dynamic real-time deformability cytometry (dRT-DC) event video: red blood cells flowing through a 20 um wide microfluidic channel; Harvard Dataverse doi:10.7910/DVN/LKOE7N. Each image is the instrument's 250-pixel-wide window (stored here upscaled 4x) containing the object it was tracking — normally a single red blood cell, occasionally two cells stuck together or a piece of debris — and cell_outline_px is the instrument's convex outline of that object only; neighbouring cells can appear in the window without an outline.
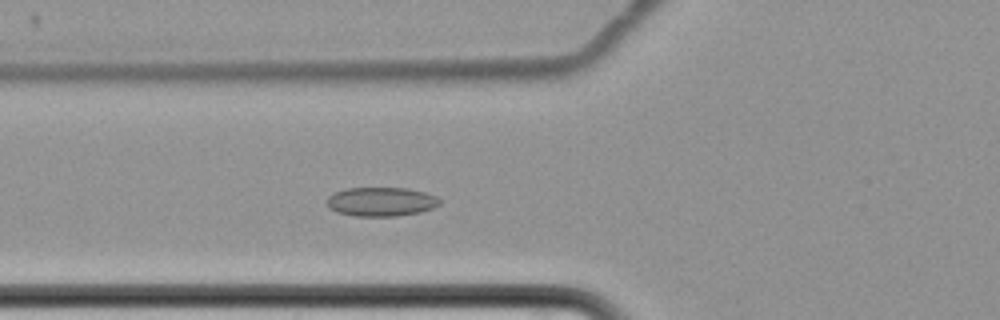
{"species": "common noctule bat (a hibernating species)", "species_latin": "Nyctalus noctula", "temperature_condition": "cold", "stored_images_in_passage": 6, "camera_frame_rate_fps": 3000, "um_per_image_px": 0.085, "animal": {"sex": "female", "body_mass_g": 22.7, "forearm_length_mm": 54.2}, "frame": {"image": 1, "passage_image": 6, "time_ms": 6.667, "image_size_px": [1000, 320], "cell_outline_px": [[440, 204], [432, 208], [420, 212], [396, 216], [352, 216], [336, 212], [328, 208], [328, 196], [336, 192], [348, 188], [408, 188], [424, 192], [436, 196], [440, 200]], "centroid_in_image_um": [32.39, 17.15], "position_along_channel_um": 93.4, "area_um2": 19.07}}